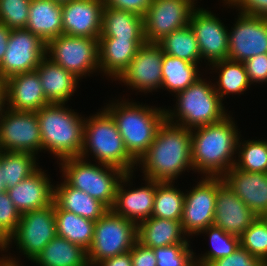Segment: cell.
<instances>
[{"mask_svg": "<svg viewBox=\"0 0 267 266\" xmlns=\"http://www.w3.org/2000/svg\"><path fill=\"white\" fill-rule=\"evenodd\" d=\"M53 202L60 208L96 222L109 208L65 180L54 186Z\"/></svg>", "mask_w": 267, "mask_h": 266, "instance_id": "cell-27", "label": "cell"}, {"mask_svg": "<svg viewBox=\"0 0 267 266\" xmlns=\"http://www.w3.org/2000/svg\"><path fill=\"white\" fill-rule=\"evenodd\" d=\"M46 56L81 80L99 70L98 38L62 34L47 43Z\"/></svg>", "mask_w": 267, "mask_h": 266, "instance_id": "cell-9", "label": "cell"}, {"mask_svg": "<svg viewBox=\"0 0 267 266\" xmlns=\"http://www.w3.org/2000/svg\"><path fill=\"white\" fill-rule=\"evenodd\" d=\"M6 99H5V87L4 82L0 81V118L2 116L3 110L6 107Z\"/></svg>", "mask_w": 267, "mask_h": 266, "instance_id": "cell-51", "label": "cell"}, {"mask_svg": "<svg viewBox=\"0 0 267 266\" xmlns=\"http://www.w3.org/2000/svg\"><path fill=\"white\" fill-rule=\"evenodd\" d=\"M225 5L238 8L241 13L267 17V0H223Z\"/></svg>", "mask_w": 267, "mask_h": 266, "instance_id": "cell-45", "label": "cell"}, {"mask_svg": "<svg viewBox=\"0 0 267 266\" xmlns=\"http://www.w3.org/2000/svg\"><path fill=\"white\" fill-rule=\"evenodd\" d=\"M42 170L38 168L29 177L6 190L20 214L38 210L53 203L54 185Z\"/></svg>", "mask_w": 267, "mask_h": 266, "instance_id": "cell-22", "label": "cell"}, {"mask_svg": "<svg viewBox=\"0 0 267 266\" xmlns=\"http://www.w3.org/2000/svg\"><path fill=\"white\" fill-rule=\"evenodd\" d=\"M96 266H132L131 252H125L99 262Z\"/></svg>", "mask_w": 267, "mask_h": 266, "instance_id": "cell-48", "label": "cell"}, {"mask_svg": "<svg viewBox=\"0 0 267 266\" xmlns=\"http://www.w3.org/2000/svg\"><path fill=\"white\" fill-rule=\"evenodd\" d=\"M5 242L0 238V251H5Z\"/></svg>", "mask_w": 267, "mask_h": 266, "instance_id": "cell-53", "label": "cell"}, {"mask_svg": "<svg viewBox=\"0 0 267 266\" xmlns=\"http://www.w3.org/2000/svg\"><path fill=\"white\" fill-rule=\"evenodd\" d=\"M137 241V225L109 209L95 223L94 238L87 251L89 266L128 252Z\"/></svg>", "mask_w": 267, "mask_h": 266, "instance_id": "cell-8", "label": "cell"}, {"mask_svg": "<svg viewBox=\"0 0 267 266\" xmlns=\"http://www.w3.org/2000/svg\"><path fill=\"white\" fill-rule=\"evenodd\" d=\"M198 64L164 53L162 61V89H167L173 94L185 90L200 78ZM199 72V73H198Z\"/></svg>", "mask_w": 267, "mask_h": 266, "instance_id": "cell-33", "label": "cell"}, {"mask_svg": "<svg viewBox=\"0 0 267 266\" xmlns=\"http://www.w3.org/2000/svg\"><path fill=\"white\" fill-rule=\"evenodd\" d=\"M137 240L152 249L190 243L180 221L155 217H150L137 226Z\"/></svg>", "mask_w": 267, "mask_h": 266, "instance_id": "cell-28", "label": "cell"}, {"mask_svg": "<svg viewBox=\"0 0 267 266\" xmlns=\"http://www.w3.org/2000/svg\"><path fill=\"white\" fill-rule=\"evenodd\" d=\"M52 1H55V2L60 3V4H63V3L70 2L71 0H52Z\"/></svg>", "mask_w": 267, "mask_h": 266, "instance_id": "cell-54", "label": "cell"}, {"mask_svg": "<svg viewBox=\"0 0 267 266\" xmlns=\"http://www.w3.org/2000/svg\"><path fill=\"white\" fill-rule=\"evenodd\" d=\"M47 43L29 30H11L7 50L0 63V81L34 71L46 56Z\"/></svg>", "mask_w": 267, "mask_h": 266, "instance_id": "cell-12", "label": "cell"}, {"mask_svg": "<svg viewBox=\"0 0 267 266\" xmlns=\"http://www.w3.org/2000/svg\"><path fill=\"white\" fill-rule=\"evenodd\" d=\"M133 174V172L126 173L121 179L111 210L138 226L152 215L156 181L144 178L146 181L144 187L125 189L126 184L130 186Z\"/></svg>", "mask_w": 267, "mask_h": 266, "instance_id": "cell-18", "label": "cell"}, {"mask_svg": "<svg viewBox=\"0 0 267 266\" xmlns=\"http://www.w3.org/2000/svg\"><path fill=\"white\" fill-rule=\"evenodd\" d=\"M211 70H219V78L214 83V90L224 101L223 97L231 94H243L251 83L249 81L246 68L243 62L225 59L211 64Z\"/></svg>", "mask_w": 267, "mask_h": 266, "instance_id": "cell-32", "label": "cell"}, {"mask_svg": "<svg viewBox=\"0 0 267 266\" xmlns=\"http://www.w3.org/2000/svg\"><path fill=\"white\" fill-rule=\"evenodd\" d=\"M153 0H104V5L144 17Z\"/></svg>", "mask_w": 267, "mask_h": 266, "instance_id": "cell-46", "label": "cell"}, {"mask_svg": "<svg viewBox=\"0 0 267 266\" xmlns=\"http://www.w3.org/2000/svg\"><path fill=\"white\" fill-rule=\"evenodd\" d=\"M132 266H157L154 249L144 246L138 240L130 250Z\"/></svg>", "mask_w": 267, "mask_h": 266, "instance_id": "cell-47", "label": "cell"}, {"mask_svg": "<svg viewBox=\"0 0 267 266\" xmlns=\"http://www.w3.org/2000/svg\"><path fill=\"white\" fill-rule=\"evenodd\" d=\"M60 162L62 178L70 186L86 192L109 209L113 207L118 185L126 172L106 164L95 165L81 157L66 158Z\"/></svg>", "mask_w": 267, "mask_h": 266, "instance_id": "cell-7", "label": "cell"}, {"mask_svg": "<svg viewBox=\"0 0 267 266\" xmlns=\"http://www.w3.org/2000/svg\"><path fill=\"white\" fill-rule=\"evenodd\" d=\"M104 6V0H71L63 3V34L99 38Z\"/></svg>", "mask_w": 267, "mask_h": 266, "instance_id": "cell-20", "label": "cell"}, {"mask_svg": "<svg viewBox=\"0 0 267 266\" xmlns=\"http://www.w3.org/2000/svg\"><path fill=\"white\" fill-rule=\"evenodd\" d=\"M243 63L251 84L267 82V53L253 56Z\"/></svg>", "mask_w": 267, "mask_h": 266, "instance_id": "cell-44", "label": "cell"}, {"mask_svg": "<svg viewBox=\"0 0 267 266\" xmlns=\"http://www.w3.org/2000/svg\"><path fill=\"white\" fill-rule=\"evenodd\" d=\"M163 57V49L158 43L145 42L116 80L144 94L157 91L162 84Z\"/></svg>", "mask_w": 267, "mask_h": 266, "instance_id": "cell-16", "label": "cell"}, {"mask_svg": "<svg viewBox=\"0 0 267 266\" xmlns=\"http://www.w3.org/2000/svg\"><path fill=\"white\" fill-rule=\"evenodd\" d=\"M228 115L222 121L191 130V159L194 171L207 177H223L234 165L238 128Z\"/></svg>", "mask_w": 267, "mask_h": 266, "instance_id": "cell-2", "label": "cell"}, {"mask_svg": "<svg viewBox=\"0 0 267 266\" xmlns=\"http://www.w3.org/2000/svg\"><path fill=\"white\" fill-rule=\"evenodd\" d=\"M89 152L93 153L95 162L117 167L126 173L134 172L137 167V161L125 148L115 120L104 108L85 118L83 147L79 157L87 159Z\"/></svg>", "mask_w": 267, "mask_h": 266, "instance_id": "cell-5", "label": "cell"}, {"mask_svg": "<svg viewBox=\"0 0 267 266\" xmlns=\"http://www.w3.org/2000/svg\"><path fill=\"white\" fill-rule=\"evenodd\" d=\"M189 243L154 248L157 266H196L195 253Z\"/></svg>", "mask_w": 267, "mask_h": 266, "instance_id": "cell-40", "label": "cell"}, {"mask_svg": "<svg viewBox=\"0 0 267 266\" xmlns=\"http://www.w3.org/2000/svg\"><path fill=\"white\" fill-rule=\"evenodd\" d=\"M113 101L104 106L112 116L128 153L136 160L149 149L157 131L166 120L165 109L139 105L129 100Z\"/></svg>", "mask_w": 267, "mask_h": 266, "instance_id": "cell-3", "label": "cell"}, {"mask_svg": "<svg viewBox=\"0 0 267 266\" xmlns=\"http://www.w3.org/2000/svg\"><path fill=\"white\" fill-rule=\"evenodd\" d=\"M49 103L66 104L76 91L79 78L45 56L35 69ZM70 98V99H69Z\"/></svg>", "mask_w": 267, "mask_h": 266, "instance_id": "cell-25", "label": "cell"}, {"mask_svg": "<svg viewBox=\"0 0 267 266\" xmlns=\"http://www.w3.org/2000/svg\"><path fill=\"white\" fill-rule=\"evenodd\" d=\"M31 0H0V22L9 29H25Z\"/></svg>", "mask_w": 267, "mask_h": 266, "instance_id": "cell-41", "label": "cell"}, {"mask_svg": "<svg viewBox=\"0 0 267 266\" xmlns=\"http://www.w3.org/2000/svg\"><path fill=\"white\" fill-rule=\"evenodd\" d=\"M3 176H2V173H1V169H0V193L6 191V187H5V183L3 181Z\"/></svg>", "mask_w": 267, "mask_h": 266, "instance_id": "cell-52", "label": "cell"}, {"mask_svg": "<svg viewBox=\"0 0 267 266\" xmlns=\"http://www.w3.org/2000/svg\"><path fill=\"white\" fill-rule=\"evenodd\" d=\"M201 233L208 234L212 248L208 253L195 258L196 266H208L211 262L234 253L240 246V237L228 234L217 226H208Z\"/></svg>", "mask_w": 267, "mask_h": 266, "instance_id": "cell-37", "label": "cell"}, {"mask_svg": "<svg viewBox=\"0 0 267 266\" xmlns=\"http://www.w3.org/2000/svg\"><path fill=\"white\" fill-rule=\"evenodd\" d=\"M0 257V266H20L19 261L16 260L15 257L12 256H4Z\"/></svg>", "mask_w": 267, "mask_h": 266, "instance_id": "cell-50", "label": "cell"}, {"mask_svg": "<svg viewBox=\"0 0 267 266\" xmlns=\"http://www.w3.org/2000/svg\"><path fill=\"white\" fill-rule=\"evenodd\" d=\"M26 29L45 43L62 35V4L52 0H31Z\"/></svg>", "mask_w": 267, "mask_h": 266, "instance_id": "cell-26", "label": "cell"}, {"mask_svg": "<svg viewBox=\"0 0 267 266\" xmlns=\"http://www.w3.org/2000/svg\"><path fill=\"white\" fill-rule=\"evenodd\" d=\"M208 266H267V264L254 257L248 250L239 246L234 253L219 258Z\"/></svg>", "mask_w": 267, "mask_h": 266, "instance_id": "cell-43", "label": "cell"}, {"mask_svg": "<svg viewBox=\"0 0 267 266\" xmlns=\"http://www.w3.org/2000/svg\"><path fill=\"white\" fill-rule=\"evenodd\" d=\"M0 151L36 155L42 150V137L36 112L4 108L0 118Z\"/></svg>", "mask_w": 267, "mask_h": 266, "instance_id": "cell-11", "label": "cell"}, {"mask_svg": "<svg viewBox=\"0 0 267 266\" xmlns=\"http://www.w3.org/2000/svg\"><path fill=\"white\" fill-rule=\"evenodd\" d=\"M158 44L166 55L184 59L193 64L202 62L195 32L189 24L181 29L172 31L160 40Z\"/></svg>", "mask_w": 267, "mask_h": 266, "instance_id": "cell-34", "label": "cell"}, {"mask_svg": "<svg viewBox=\"0 0 267 266\" xmlns=\"http://www.w3.org/2000/svg\"><path fill=\"white\" fill-rule=\"evenodd\" d=\"M21 214L9 198L7 191L0 193V238L6 242L15 232Z\"/></svg>", "mask_w": 267, "mask_h": 266, "instance_id": "cell-42", "label": "cell"}, {"mask_svg": "<svg viewBox=\"0 0 267 266\" xmlns=\"http://www.w3.org/2000/svg\"><path fill=\"white\" fill-rule=\"evenodd\" d=\"M32 262L39 266H89L87 251L60 236L52 239Z\"/></svg>", "mask_w": 267, "mask_h": 266, "instance_id": "cell-30", "label": "cell"}, {"mask_svg": "<svg viewBox=\"0 0 267 266\" xmlns=\"http://www.w3.org/2000/svg\"><path fill=\"white\" fill-rule=\"evenodd\" d=\"M229 34L227 59L245 62L253 56L267 53V17L239 12Z\"/></svg>", "mask_w": 267, "mask_h": 266, "instance_id": "cell-15", "label": "cell"}, {"mask_svg": "<svg viewBox=\"0 0 267 266\" xmlns=\"http://www.w3.org/2000/svg\"><path fill=\"white\" fill-rule=\"evenodd\" d=\"M56 234L88 251L94 238L95 223L73 212L60 209L54 203Z\"/></svg>", "mask_w": 267, "mask_h": 266, "instance_id": "cell-31", "label": "cell"}, {"mask_svg": "<svg viewBox=\"0 0 267 266\" xmlns=\"http://www.w3.org/2000/svg\"><path fill=\"white\" fill-rule=\"evenodd\" d=\"M211 11L196 8L191 16L189 25L195 32L201 59H206L208 65L227 59L229 51L228 27ZM210 62V64H209Z\"/></svg>", "mask_w": 267, "mask_h": 266, "instance_id": "cell-17", "label": "cell"}, {"mask_svg": "<svg viewBox=\"0 0 267 266\" xmlns=\"http://www.w3.org/2000/svg\"><path fill=\"white\" fill-rule=\"evenodd\" d=\"M197 0H153L143 17L144 37L158 43L172 31L187 26Z\"/></svg>", "mask_w": 267, "mask_h": 266, "instance_id": "cell-13", "label": "cell"}, {"mask_svg": "<svg viewBox=\"0 0 267 266\" xmlns=\"http://www.w3.org/2000/svg\"><path fill=\"white\" fill-rule=\"evenodd\" d=\"M4 82L6 107L15 111L37 112L50 104L36 70L15 74Z\"/></svg>", "mask_w": 267, "mask_h": 266, "instance_id": "cell-21", "label": "cell"}, {"mask_svg": "<svg viewBox=\"0 0 267 266\" xmlns=\"http://www.w3.org/2000/svg\"><path fill=\"white\" fill-rule=\"evenodd\" d=\"M267 222V215L262 217Z\"/></svg>", "mask_w": 267, "mask_h": 266, "instance_id": "cell-55", "label": "cell"}, {"mask_svg": "<svg viewBox=\"0 0 267 266\" xmlns=\"http://www.w3.org/2000/svg\"><path fill=\"white\" fill-rule=\"evenodd\" d=\"M223 180L257 215H267V173L247 172L233 166Z\"/></svg>", "mask_w": 267, "mask_h": 266, "instance_id": "cell-23", "label": "cell"}, {"mask_svg": "<svg viewBox=\"0 0 267 266\" xmlns=\"http://www.w3.org/2000/svg\"><path fill=\"white\" fill-rule=\"evenodd\" d=\"M144 178L158 182H175L186 170H193L191 129L165 120L149 149L138 159Z\"/></svg>", "mask_w": 267, "mask_h": 266, "instance_id": "cell-1", "label": "cell"}, {"mask_svg": "<svg viewBox=\"0 0 267 266\" xmlns=\"http://www.w3.org/2000/svg\"><path fill=\"white\" fill-rule=\"evenodd\" d=\"M56 236L53 202L47 207L21 214L15 232L5 242V248H7L5 252L9 250V246L14 242L16 248L26 258L33 261L43 248Z\"/></svg>", "mask_w": 267, "mask_h": 266, "instance_id": "cell-10", "label": "cell"}, {"mask_svg": "<svg viewBox=\"0 0 267 266\" xmlns=\"http://www.w3.org/2000/svg\"><path fill=\"white\" fill-rule=\"evenodd\" d=\"M201 179L193 189L185 193L180 222L188 238L193 234L200 235L204 229L213 225L214 221L217 177L202 176Z\"/></svg>", "mask_w": 267, "mask_h": 266, "instance_id": "cell-14", "label": "cell"}, {"mask_svg": "<svg viewBox=\"0 0 267 266\" xmlns=\"http://www.w3.org/2000/svg\"><path fill=\"white\" fill-rule=\"evenodd\" d=\"M99 38L145 39L143 17L104 6Z\"/></svg>", "mask_w": 267, "mask_h": 266, "instance_id": "cell-29", "label": "cell"}, {"mask_svg": "<svg viewBox=\"0 0 267 266\" xmlns=\"http://www.w3.org/2000/svg\"><path fill=\"white\" fill-rule=\"evenodd\" d=\"M36 158L31 153L0 151V169L6 189L14 187L38 169Z\"/></svg>", "mask_w": 267, "mask_h": 266, "instance_id": "cell-35", "label": "cell"}, {"mask_svg": "<svg viewBox=\"0 0 267 266\" xmlns=\"http://www.w3.org/2000/svg\"><path fill=\"white\" fill-rule=\"evenodd\" d=\"M145 39L98 38L99 72L116 81Z\"/></svg>", "mask_w": 267, "mask_h": 266, "instance_id": "cell-24", "label": "cell"}, {"mask_svg": "<svg viewBox=\"0 0 267 266\" xmlns=\"http://www.w3.org/2000/svg\"><path fill=\"white\" fill-rule=\"evenodd\" d=\"M10 33L11 29H9L5 24L0 22V63L7 50Z\"/></svg>", "mask_w": 267, "mask_h": 266, "instance_id": "cell-49", "label": "cell"}, {"mask_svg": "<svg viewBox=\"0 0 267 266\" xmlns=\"http://www.w3.org/2000/svg\"><path fill=\"white\" fill-rule=\"evenodd\" d=\"M256 218L257 215L233 192L223 177H217L213 225L240 237Z\"/></svg>", "mask_w": 267, "mask_h": 266, "instance_id": "cell-19", "label": "cell"}, {"mask_svg": "<svg viewBox=\"0 0 267 266\" xmlns=\"http://www.w3.org/2000/svg\"><path fill=\"white\" fill-rule=\"evenodd\" d=\"M42 149L58 160L79 157L83 147L85 118L65 104L50 103L37 112Z\"/></svg>", "mask_w": 267, "mask_h": 266, "instance_id": "cell-4", "label": "cell"}, {"mask_svg": "<svg viewBox=\"0 0 267 266\" xmlns=\"http://www.w3.org/2000/svg\"><path fill=\"white\" fill-rule=\"evenodd\" d=\"M240 246L267 264V222L257 217L241 234Z\"/></svg>", "mask_w": 267, "mask_h": 266, "instance_id": "cell-39", "label": "cell"}, {"mask_svg": "<svg viewBox=\"0 0 267 266\" xmlns=\"http://www.w3.org/2000/svg\"><path fill=\"white\" fill-rule=\"evenodd\" d=\"M173 185L174 182L156 181L154 207L151 217L181 221L185 192Z\"/></svg>", "mask_w": 267, "mask_h": 266, "instance_id": "cell-36", "label": "cell"}, {"mask_svg": "<svg viewBox=\"0 0 267 266\" xmlns=\"http://www.w3.org/2000/svg\"><path fill=\"white\" fill-rule=\"evenodd\" d=\"M205 80L200 77L185 90L177 92V96L174 95L176 108L165 109L168 122L192 130L220 122L229 115L213 83Z\"/></svg>", "mask_w": 267, "mask_h": 266, "instance_id": "cell-6", "label": "cell"}, {"mask_svg": "<svg viewBox=\"0 0 267 266\" xmlns=\"http://www.w3.org/2000/svg\"><path fill=\"white\" fill-rule=\"evenodd\" d=\"M235 167L247 172L267 173V140H238Z\"/></svg>", "mask_w": 267, "mask_h": 266, "instance_id": "cell-38", "label": "cell"}]
</instances>
